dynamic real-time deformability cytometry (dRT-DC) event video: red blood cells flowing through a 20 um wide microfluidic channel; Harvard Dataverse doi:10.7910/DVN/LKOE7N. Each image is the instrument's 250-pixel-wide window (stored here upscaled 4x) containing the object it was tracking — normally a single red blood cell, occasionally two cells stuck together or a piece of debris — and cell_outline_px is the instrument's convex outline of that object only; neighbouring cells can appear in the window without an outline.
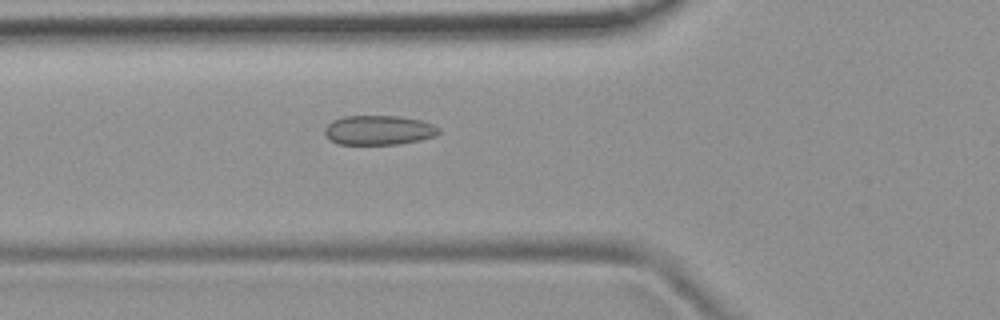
{"species": "common noctule bat (a hibernating species)", "species_latin": "Nyctalus noctula", "temperature_condition": "room temperature", "stored_images_in_passage": 52, "camera_frame_rate_fps": 3000, "um_per_image_px": 0.085, "animal": {"sex": "female", "body_mass_g": 19.9}, "frame": {"image": 1, "passage_image": 19, "time_ms": 6.0, "image_size_px": [1000, 320], "cell_outline_px": [[440, 132], [436, 136], [420, 140], [400, 144], [336, 144], [328, 140], [324, 136], [324, 128], [332, 120], [344, 116], [400, 116], [420, 120], [432, 124], [440, 128]], "centroid_in_image_um": [32.16, 11.07], "position_along_channel_um": 93.6, "area_um2": 19.88}}
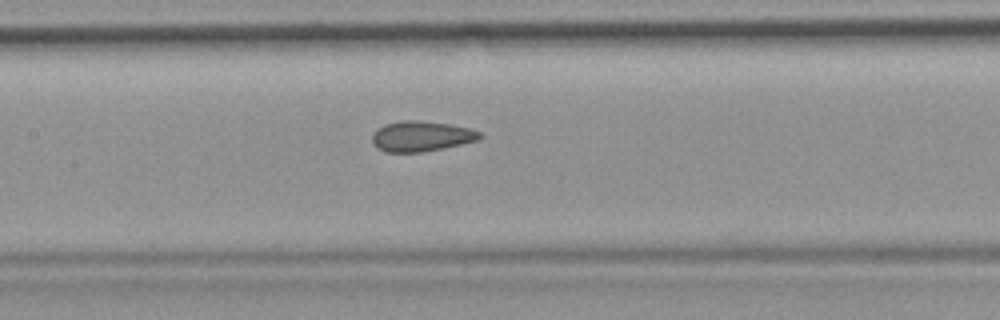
{"frame": {"image": 2, "passage_image": 25, "time_ms": 8.0, "image_size_px": [1000, 320], "cell_outline_px": [[484, 136], [476, 140], [444, 148], [420, 152], [384, 152], [376, 148], [372, 144], [372, 132], [384, 124], [400, 120], [420, 120], [448, 124], [468, 128], [480, 132]], "centroid_in_image_um": [35.74, 11.58], "position_along_channel_um": 171.7, "area_um2": 19.13}}
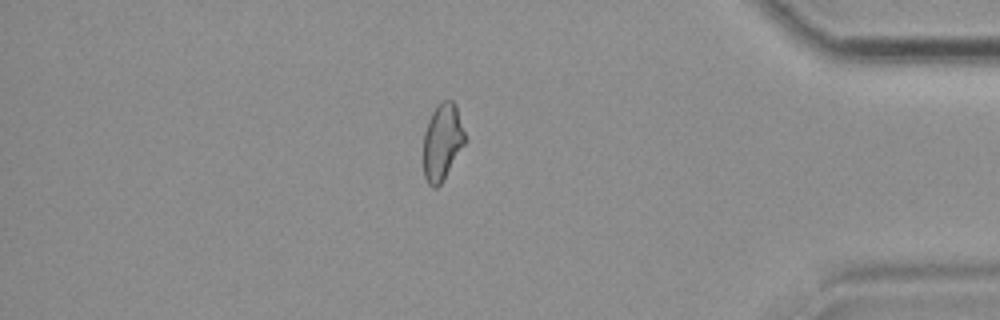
{"frame": {"image": 3, "passage_image": 45, "time_ms": 14.667, "image_size_px": [1000, 320], "cell_outline_px": [[464, 144], [440, 184], [436, 188], [432, 188], [428, 184], [424, 176], [424, 132], [428, 120], [432, 112], [444, 100], [452, 100], [456, 104], [464, 132]], "centroid_in_image_um": [37.57, 12.06], "position_along_channel_um": 397.6, "area_um2": 18.09}, "authors_computed_cell_mechanics": {"area_um2": 19.5364, "velocity_mm_per_s": 3.8854, "shape_relaxation_time_tau1_ms": null, "shape_relaxation_time_tau2_ms": 1.5065, "deformation_change_tau1": null, "deformation_change_tau2": 0.0736}}